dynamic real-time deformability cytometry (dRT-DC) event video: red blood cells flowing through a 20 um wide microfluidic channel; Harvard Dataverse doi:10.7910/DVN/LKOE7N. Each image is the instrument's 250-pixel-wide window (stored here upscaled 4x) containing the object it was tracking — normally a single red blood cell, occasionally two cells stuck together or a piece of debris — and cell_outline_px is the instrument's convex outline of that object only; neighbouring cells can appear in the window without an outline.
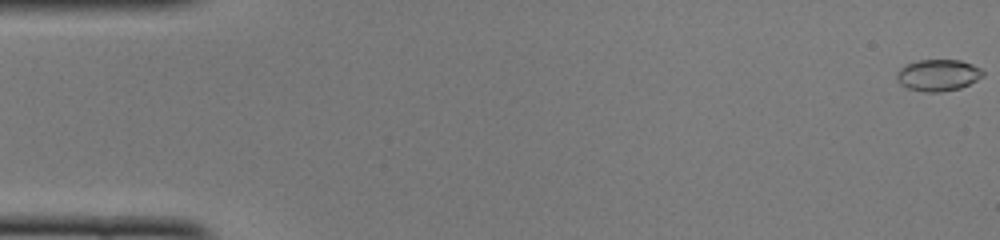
{"species": "common noctule bat (a hibernating species)", "species_latin": "Nyctalus noctula", "temperature_condition": "cold", "stored_images_in_passage": 9, "camera_frame_rate_fps": 3000, "um_per_image_px": 0.085, "animal": {"sex": "female", "body_mass_g": 22.0, "forearm_length_mm": 56.7}, "frame": {"image": 1, "passage_image": 1, "time_ms": 0.0, "image_size_px": [1000, 240], "cell_outline_px": [[984, 76], [960, 88], [940, 92], [924, 92], [908, 88], [900, 84], [896, 80], [896, 72], [904, 64], [920, 60], [960, 60], [972, 64], [980, 68], [984, 72]], "centroid_in_image_um": [79.71, 6.38], "position_along_channel_um": 5.3, "area_um2": 15.95}}